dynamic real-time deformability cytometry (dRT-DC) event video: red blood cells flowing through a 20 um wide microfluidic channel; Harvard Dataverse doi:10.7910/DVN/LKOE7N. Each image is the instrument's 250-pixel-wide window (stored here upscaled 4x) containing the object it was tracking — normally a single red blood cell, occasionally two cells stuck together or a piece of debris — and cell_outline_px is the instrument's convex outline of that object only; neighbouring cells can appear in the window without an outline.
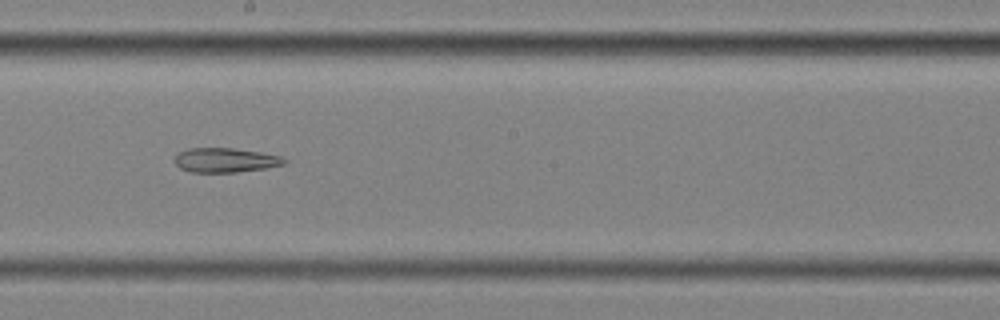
{"species": "common noctule bat (a hibernating species)", "species_latin": "Nyctalus noctula", "temperature_condition": "cold", "stored_images_in_passage": 56, "segment_of_instrument_passage": [2, 2], "camera_frame_rate_fps": 3000, "um_per_image_px": 0.085, "animal": {"sex": "female", "body_mass_g": 25.1}, "frame": {"image": 1, "passage_image": 32, "time_ms": 10.333, "image_size_px": [1000, 320], "cell_outline_px": [[288, 160], [284, 164], [268, 168], [236, 172], [192, 172], [180, 168], [172, 160], [180, 152], [188, 148], [232, 148], [260, 152], [280, 156]], "centroid_in_image_um": [19.15, 13.61], "position_along_channel_um": 229.0, "area_um2": 15.61}}
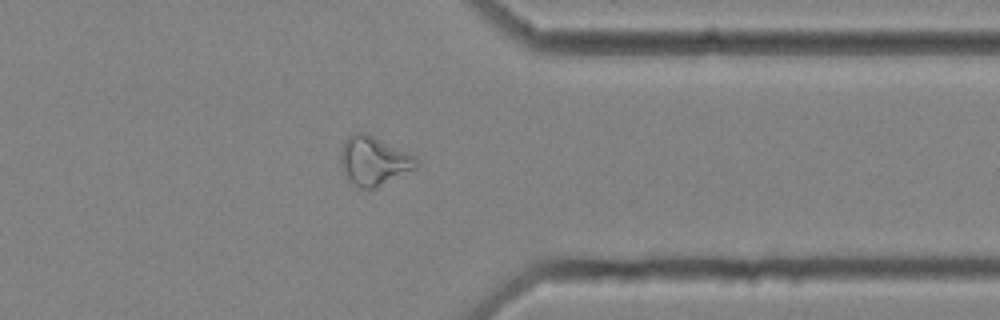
{"frame": {"image": 2, "passage_image": 45, "time_ms": 14.667, "image_size_px": [1000, 320], "cell_outline_px": [[416, 168], [376, 188], [360, 188], [352, 184], [340, 160], [340, 152], [344, 140], [352, 132], [364, 132], [412, 156], [416, 160]], "centroid_in_image_um": [31.71, 13.67], "position_along_channel_um": 379.7, "area_um2": 20.81}}
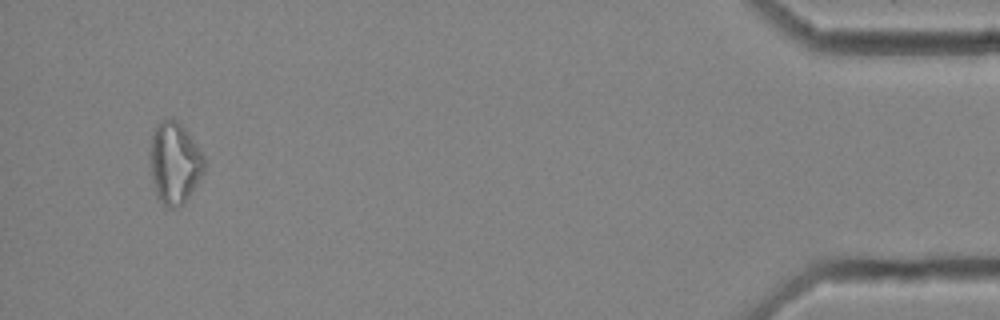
{"frame": {"image": 3, "passage_image": 54, "time_ms": 17.667, "image_size_px": [1000, 320], "cell_outline_px": [[204, 172], [184, 204], [176, 208], [168, 208], [156, 196], [148, 168], [148, 156], [152, 132], [160, 120], [176, 120], [188, 132], [204, 156]], "centroid_in_image_um": [14.79, 13.87], "position_along_channel_um": 420.4, "area_um2": 26.24}}